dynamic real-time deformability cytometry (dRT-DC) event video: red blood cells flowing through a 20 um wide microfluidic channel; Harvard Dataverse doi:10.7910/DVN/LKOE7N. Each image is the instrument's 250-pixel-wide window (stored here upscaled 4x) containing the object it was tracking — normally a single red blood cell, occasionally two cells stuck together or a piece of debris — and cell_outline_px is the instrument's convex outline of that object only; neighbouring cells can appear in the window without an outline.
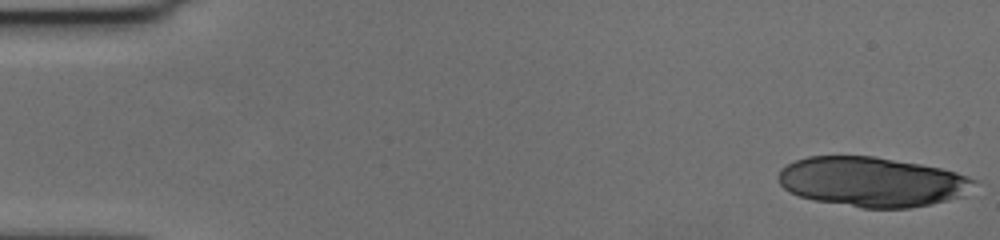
{"species": "human", "species_latin": "Homo sapiens", "temperature_condition": "cold", "stored_images_in_passage": 18, "camera_frame_rate_fps": 3000, "um_per_image_px": 0.085, "donor": {"sex": "female"}, "frame": {"image": 1, "passage_image": 1, "time_ms": 0.0, "image_size_px": [1000, 240], "cell_outline_px": [[976, 180], [964, 196], [928, 204], [908, 208], [860, 208], [816, 200], [800, 196], [788, 192], [780, 184], [776, 176], [780, 168], [796, 160], [808, 156], [872, 156], [920, 164], [940, 168], [956, 172], [968, 176]], "centroid_in_image_um": [74.07, 15.45], "position_along_channel_um": 10.9, "area_um2": 56.59}}